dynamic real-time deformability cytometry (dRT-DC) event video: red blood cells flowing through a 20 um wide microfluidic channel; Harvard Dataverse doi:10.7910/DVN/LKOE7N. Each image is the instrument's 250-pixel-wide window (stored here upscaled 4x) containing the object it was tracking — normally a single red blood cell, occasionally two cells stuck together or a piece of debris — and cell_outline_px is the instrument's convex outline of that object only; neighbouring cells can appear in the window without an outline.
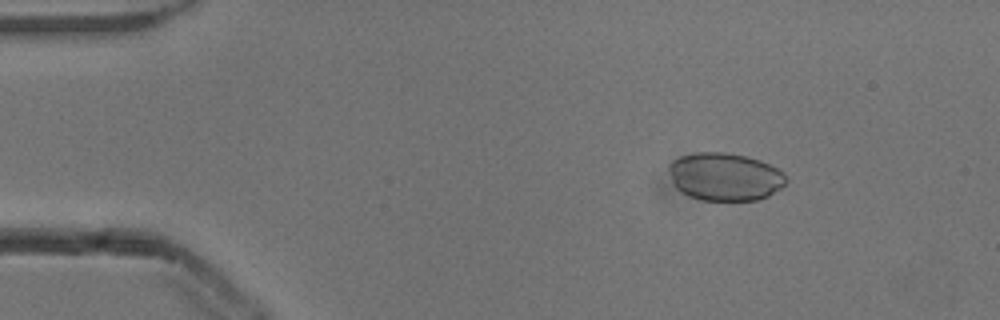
{"species": "common noctule bat (a hibernating species)", "species_latin": "Nyctalus noctula", "temperature_condition": "cold", "stored_images_in_passage": 53, "camera_frame_rate_fps": 3000, "um_per_image_px": 0.085, "animal": {"sex": "male", "body_mass_g": 13.3}, "frame": {"image": 1, "passage_image": 8, "time_ms": 2.333, "image_size_px": [1000, 320], "cell_outline_px": [[788, 180], [780, 188], [768, 196], [756, 200], [700, 200], [688, 196], [676, 188], [672, 180], [668, 168], [668, 164], [672, 160], [680, 156], [696, 152], [724, 152], [748, 156], [760, 160], [776, 168]], "centroid_in_image_um": [61.58, 15.01], "position_along_channel_um": 23.4, "area_um2": 32.71}}
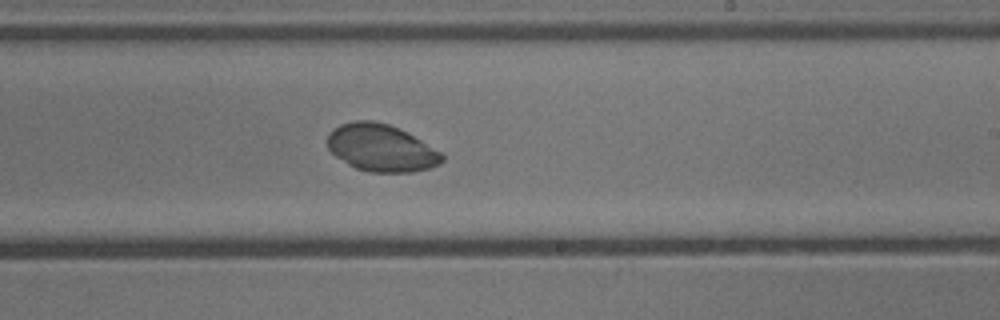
{"frame": {"image": 2, "passage_image": 32, "time_ms": 10.333, "image_size_px": [1000, 320], "cell_outline_px": [[444, 160], [440, 164], [428, 168], [412, 172], [368, 172], [356, 168], [348, 164], [336, 156], [328, 148], [328, 132], [332, 128], [340, 124], [352, 120], [376, 120], [388, 124], [408, 132], [440, 152], [444, 156]], "centroid_in_image_um": [32.38, 12.56], "position_along_channel_um": 256.6, "area_um2": 31.62}}
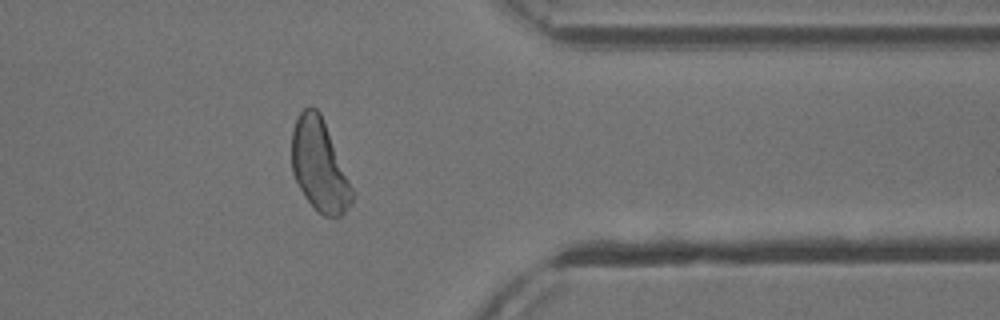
{"frame": {"image": 3, "passage_image": 43, "time_ms": 14.0, "image_size_px": [1000, 320], "cell_outline_px": [[356, 196], [352, 204], [340, 216], [324, 216], [304, 196], [292, 172], [292, 128], [300, 112], [304, 108], [316, 108], [320, 112]], "centroid_in_image_um": [27.16, 14.07], "position_along_channel_um": 384.2, "area_um2": 31.96}}